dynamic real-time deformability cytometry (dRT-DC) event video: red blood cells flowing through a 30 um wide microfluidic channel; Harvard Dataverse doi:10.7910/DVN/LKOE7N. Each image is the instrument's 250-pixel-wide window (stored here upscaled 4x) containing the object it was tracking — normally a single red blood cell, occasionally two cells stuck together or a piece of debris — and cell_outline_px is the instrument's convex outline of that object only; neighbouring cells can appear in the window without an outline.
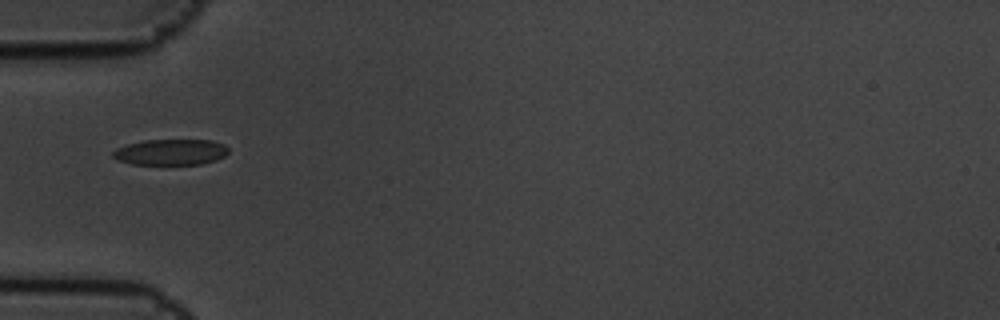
{"species": "common noctule bat (a hibernating species)", "species_latin": "Nyctalus noctula", "temperature_condition": "cold", "stored_images_in_passage": 12, "camera_frame_rate_fps": 3000, "um_per_image_px": 0.085, "animal": {"sex": "male", "body_mass_g": 19.5, "forearm_length_mm": 54.6}, "frame": {"image": 1, "passage_image": 2, "time_ms": 0.333, "image_size_px": [1000, 320], "cell_outline_px": [[228, 152], [224, 156], [216, 160], [200, 164], [132, 164], [116, 160], [112, 156], [112, 152], [116, 148], [128, 144], [144, 140], [212, 140], [224, 144], [228, 148]], "centroid_in_image_um": [14.5, 12.92], "position_along_channel_um": 70.5, "area_um2": 17.46}}
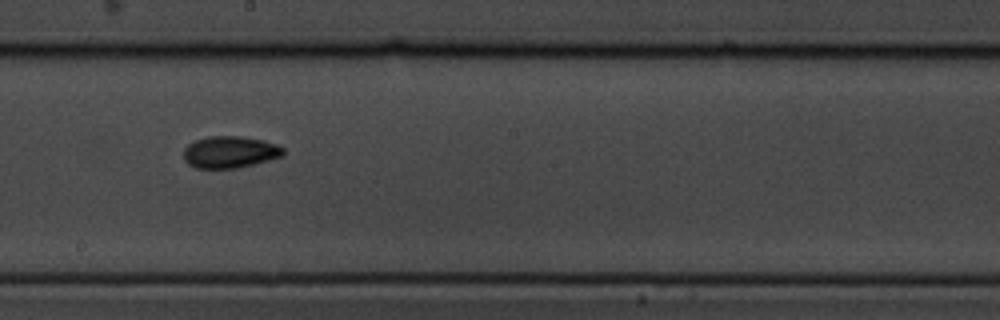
{"frame": {"image": 2, "passage_image": 6, "time_ms": 1.667, "image_size_px": [1000, 320], "cell_outline_px": [[284, 156], [236, 168], [196, 168], [188, 164], [184, 160], [184, 148], [188, 144], [196, 140], [208, 136], [244, 136], [264, 140], [276, 144], [284, 148]], "centroid_in_image_um": [19.54, 12.91], "position_along_channel_um": 228.7, "area_um2": 18.55}}
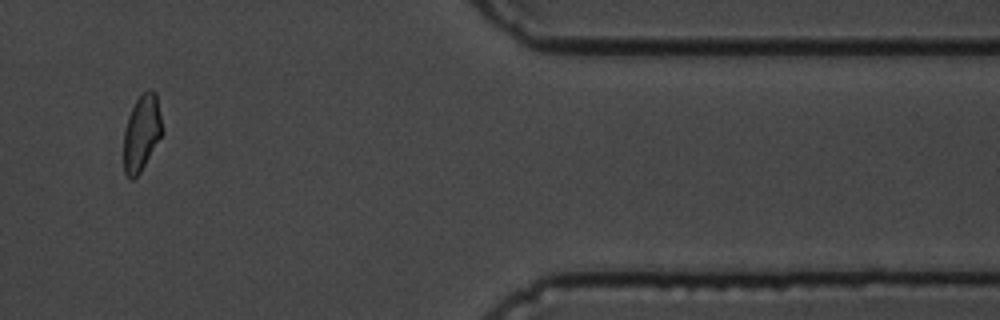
{"frame": {"image": 3, "passage_image": 11, "time_ms": 3.333, "image_size_px": [1000, 320], "cell_outline_px": [[164, 132], [140, 172], [132, 180], [128, 180], [124, 172], [124, 128], [128, 116], [136, 100], [148, 88], [152, 88], [156, 92]], "centroid_in_image_um": [12.05, 11.28], "position_along_channel_um": 399.4, "area_um2": 17.28}}